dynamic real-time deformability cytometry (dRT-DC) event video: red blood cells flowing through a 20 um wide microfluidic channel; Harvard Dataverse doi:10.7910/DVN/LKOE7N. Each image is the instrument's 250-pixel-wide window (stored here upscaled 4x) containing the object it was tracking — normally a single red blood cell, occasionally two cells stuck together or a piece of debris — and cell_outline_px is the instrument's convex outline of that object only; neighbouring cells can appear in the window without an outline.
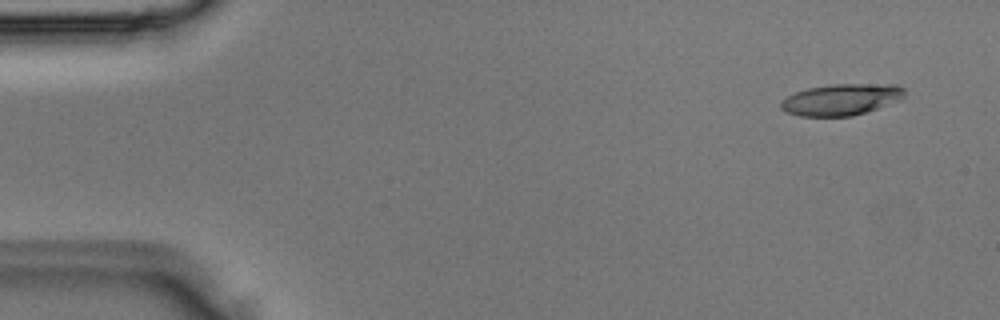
{"species": "Egyptian fruit bat (a non-hibernating species)", "species_latin": "Rousettus aegyptiacus", "temperature_condition": "room temperature", "stored_images_in_passage": 3, "camera_frame_rate_fps": 3000, "um_per_image_px": 0.085, "animal": {"sex": "male"}, "frame": {"image": 1, "passage_image": 1, "time_ms": 0.0, "image_size_px": [1000, 320], "cell_outline_px": [[904, 96], [900, 100], [852, 116], [800, 116], [784, 112], [780, 108], [780, 100], [796, 92], [808, 88], [832, 84], [896, 84], [904, 88]], "centroid_in_image_um": [71.47, 8.46], "position_along_channel_um": 13.5, "area_um2": 22.6}}